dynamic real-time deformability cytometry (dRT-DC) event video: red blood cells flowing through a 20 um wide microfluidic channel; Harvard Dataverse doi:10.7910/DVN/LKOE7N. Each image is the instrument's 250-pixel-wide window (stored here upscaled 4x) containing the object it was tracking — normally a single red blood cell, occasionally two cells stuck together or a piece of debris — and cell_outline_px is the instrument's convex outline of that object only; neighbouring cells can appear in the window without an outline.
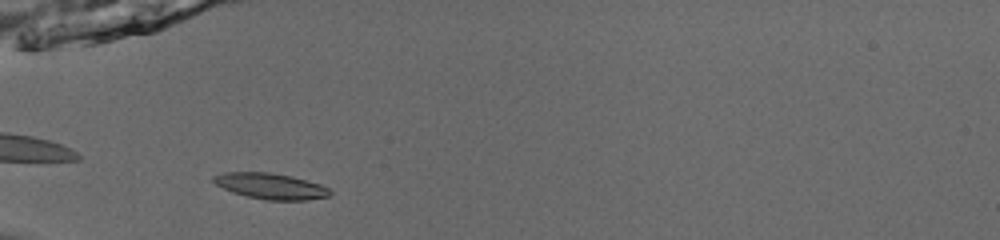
{"species": "common noctule bat (a hibernating species)", "species_latin": "Nyctalus noctula", "temperature_condition": "room temperature", "stored_images_in_passage": 36, "camera_frame_rate_fps": 3000, "um_per_image_px": 0.085, "animal": {"sex": "male", "body_mass_g": 13.0, "forearm_length_mm": 53.1}, "frame": {"image": 1, "passage_image": 2, "time_ms": 0.333, "image_size_px": [1000, 240], "cell_outline_px": [[332, 192], [328, 196], [308, 200], [268, 200], [248, 196], [232, 192], [216, 184], [212, 180], [212, 176], [224, 172], [268, 172], [292, 176], [320, 184], [328, 188]], "centroid_in_image_um": [23.0, 15.81], "position_along_channel_um": 62.0, "area_um2": 17.46}}
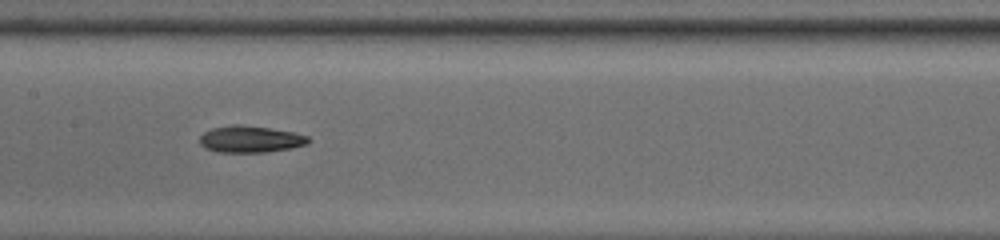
{"frame": {"image": 2, "passage_image": 12, "time_ms": 3.667, "image_size_px": [1000, 240], "cell_outline_px": [[312, 140], [308, 144], [292, 148], [268, 152], [216, 152], [204, 148], [200, 144], [200, 136], [204, 132], [212, 128], [232, 124], [240, 124], [268, 128], [292, 132], [308, 136]], "centroid_in_image_um": [21.28, 11.83], "position_along_channel_um": 186.1, "area_um2": 17.05}}
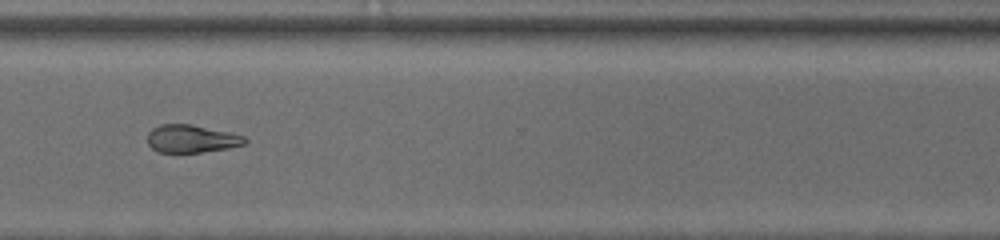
{"frame": {"image": 3, "passage_image": 25, "time_ms": 8.0, "image_size_px": [1000, 240], "cell_outline_px": [[248, 140], [244, 144], [228, 148], [200, 152], [156, 152], [148, 144], [148, 132], [152, 128], [160, 124], [192, 124], [228, 132], [244, 136]], "centroid_in_image_um": [16.25, 11.79], "position_along_channel_um": 354.4, "area_um2": 15.72}, "authors_computed_cell_mechanics": {"area_um2": 16.762, "velocity_mm_per_s": 3.8997, "shape_relaxation_time_tau1_ms": 3.9455, "shape_relaxation_time_tau2_ms": 3.6055, "deformation_change_tau1": 0.1162, "deformation_change_tau2": 0.1049}}